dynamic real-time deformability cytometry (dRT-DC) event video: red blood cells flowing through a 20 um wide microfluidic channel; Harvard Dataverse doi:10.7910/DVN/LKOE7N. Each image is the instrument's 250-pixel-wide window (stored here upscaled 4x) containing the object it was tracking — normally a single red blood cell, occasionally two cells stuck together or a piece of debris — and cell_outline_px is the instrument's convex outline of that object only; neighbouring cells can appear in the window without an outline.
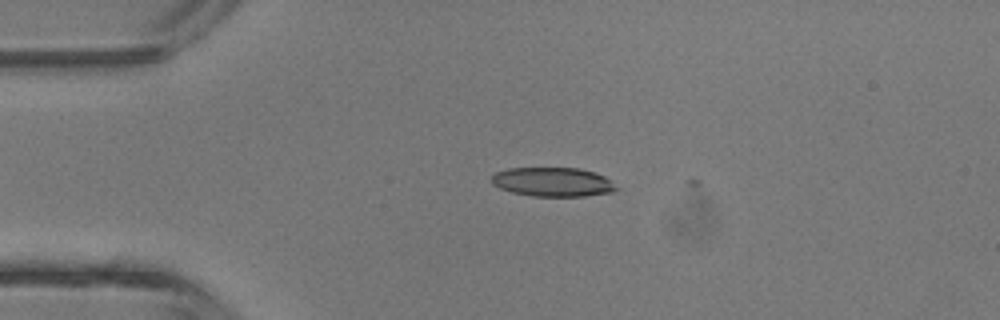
{"species": "common noctule bat (a hibernating species)", "species_latin": "Nyctalus noctula", "temperature_condition": "room temperature", "stored_images_in_passage": 3, "camera_frame_rate_fps": 3000, "um_per_image_px": 0.085, "animal": {"sex": "male", "body_mass_g": 13.3}, "frame": {"image": 1, "passage_image": 2, "time_ms": 2.0, "image_size_px": [1000, 320], "cell_outline_px": [[620, 188], [612, 192], [584, 196], [532, 196], [512, 192], [500, 188], [492, 184], [488, 180], [496, 172], [508, 168], [580, 168], [604, 176]], "centroid_in_image_um": [46.96, 15.47], "position_along_channel_um": 38.0, "area_um2": 21.21}}